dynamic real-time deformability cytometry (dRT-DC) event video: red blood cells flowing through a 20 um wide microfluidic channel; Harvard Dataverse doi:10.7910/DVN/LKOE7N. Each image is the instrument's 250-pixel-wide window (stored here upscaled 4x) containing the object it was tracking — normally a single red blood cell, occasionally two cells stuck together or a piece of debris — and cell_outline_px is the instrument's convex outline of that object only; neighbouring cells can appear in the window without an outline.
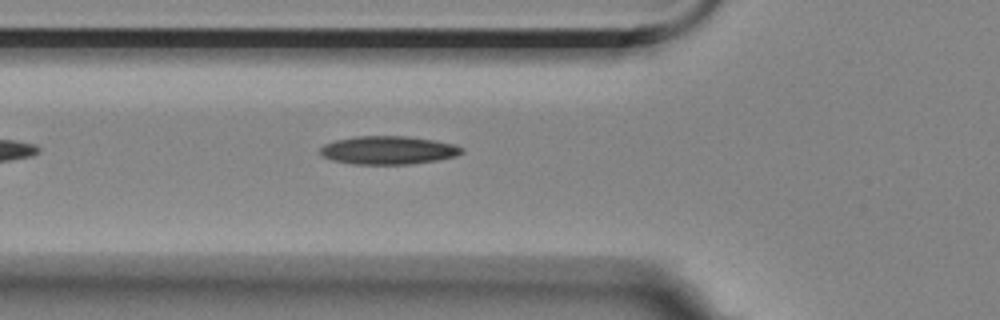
{"species": "Egyptian fruit bat (a non-hibernating species)", "species_latin": "Rousettus aegyptiacus", "temperature_condition": "room temperature", "stored_images_in_passage": 25, "camera_frame_rate_fps": 3000, "um_per_image_px": 0.085, "animal": {"sex": "female"}, "frame": {"image": 1, "passage_image": 4, "time_ms": 1.0, "image_size_px": [1000, 320], "cell_outline_px": [[464, 152], [456, 156], [436, 160], [412, 164], [352, 164], [332, 160], [320, 156], [320, 148], [324, 144], [336, 140], [356, 136], [408, 136], [436, 140], [456, 144], [464, 148]], "centroid_in_image_um": [33.02, 12.76], "position_along_channel_um": 92.8, "area_um2": 23.58}}
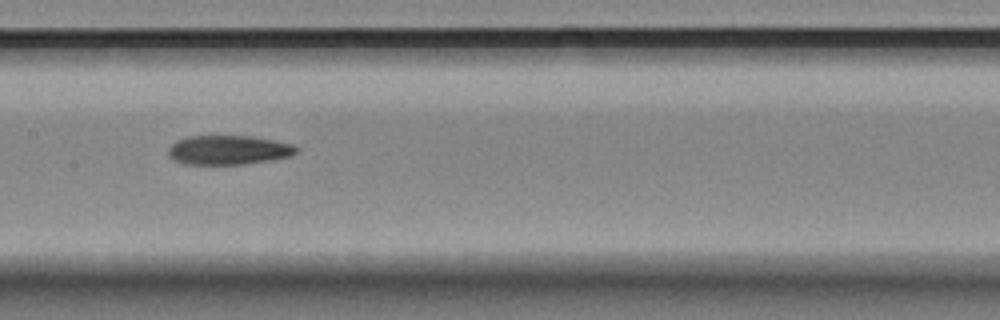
{"frame": {"image": 2, "passage_image": 12, "time_ms": 3.667, "image_size_px": [1000, 320], "cell_outline_px": [[296, 152], [292, 156], [244, 164], [184, 164], [168, 156], [168, 148], [176, 140], [188, 136], [252, 136], [292, 144], [296, 148]], "centroid_in_image_um": [19.38, 12.75], "position_along_channel_um": 188.0, "area_um2": 21.68}}
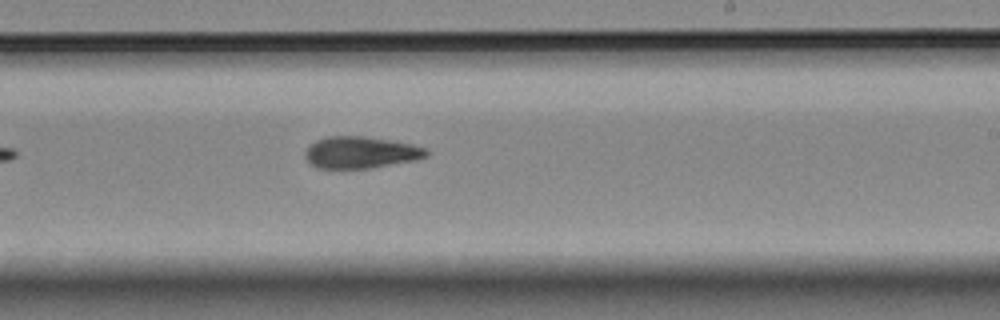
{"frame": {"image": 3, "passage_image": 18, "time_ms": 5.667, "image_size_px": [1000, 320], "cell_outline_px": [[428, 156], [416, 160], [372, 168], [316, 168], [308, 164], [304, 156], [304, 152], [316, 140], [324, 136], [364, 136], [412, 144], [428, 148]], "centroid_in_image_um": [30.65, 12.96], "position_along_channel_um": 258.4, "area_um2": 22.66}}